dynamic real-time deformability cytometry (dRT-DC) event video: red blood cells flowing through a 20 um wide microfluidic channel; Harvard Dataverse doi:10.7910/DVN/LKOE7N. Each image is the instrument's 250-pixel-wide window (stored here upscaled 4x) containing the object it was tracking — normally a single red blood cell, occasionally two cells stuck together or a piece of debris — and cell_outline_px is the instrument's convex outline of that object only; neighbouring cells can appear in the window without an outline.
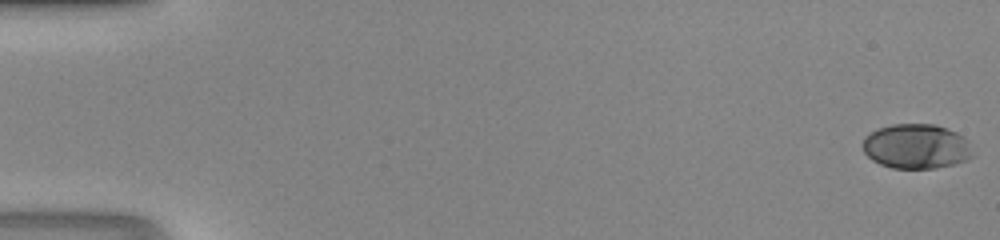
{"species": "human", "species_latin": "Homo sapiens", "temperature_condition": "room temperature", "stored_images_in_passage": 49, "camera_frame_rate_fps": 3000, "um_per_image_px": 0.085, "donor": {"sex": "male"}, "frame": {"image": 1, "passage_image": 1, "time_ms": 0.0, "image_size_px": [1000, 240], "cell_outline_px": [[976, 156], [968, 160], [936, 168], [892, 168], [880, 164], [872, 160], [864, 152], [864, 136], [876, 128], [892, 124], [936, 124], [956, 132], [964, 136], [968, 140]], "centroid_in_image_um": [77.92, 12.44], "position_along_channel_um": 7.1, "area_um2": 29.02}}
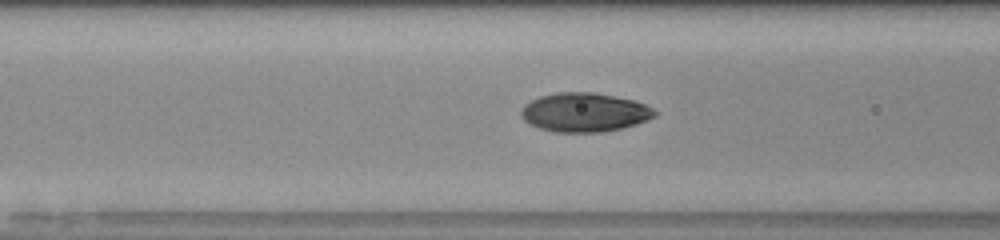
{"frame": {"image": 2, "passage_image": 21, "time_ms": 6.667, "image_size_px": [1000, 240], "cell_outline_px": [[660, 112], [656, 116], [648, 120], [636, 124], [620, 128], [600, 132], [552, 132], [540, 128], [524, 120], [520, 116], [520, 108], [524, 104], [540, 96], [556, 92], [592, 92], [616, 96], [632, 100], [644, 104]], "centroid_in_image_um": [49.68, 9.54], "position_along_channel_um": 116.9, "area_um2": 30.46}}
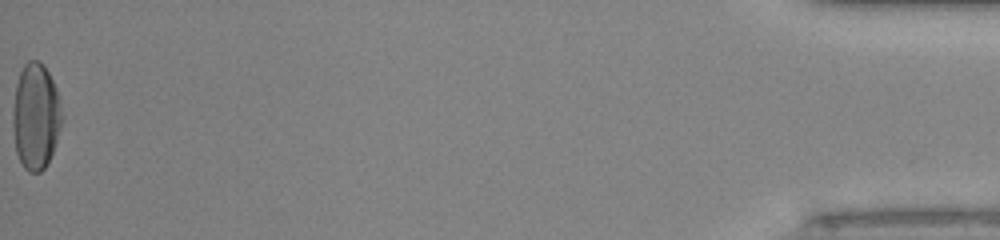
{"frame": {"image": 3, "passage_image": 49, "time_ms": 16.0, "image_size_px": [1000, 240], "cell_outline_px": [[64, 116], [52, 152], [44, 168], [40, 172], [28, 172], [24, 168], [16, 152], [12, 124], [12, 112], [16, 84], [20, 72], [24, 64], [28, 60], [36, 60], [44, 64], [56, 88]], "centroid_in_image_um": [3.03, 9.87], "position_along_channel_um": 432.2, "area_um2": 30.46}}